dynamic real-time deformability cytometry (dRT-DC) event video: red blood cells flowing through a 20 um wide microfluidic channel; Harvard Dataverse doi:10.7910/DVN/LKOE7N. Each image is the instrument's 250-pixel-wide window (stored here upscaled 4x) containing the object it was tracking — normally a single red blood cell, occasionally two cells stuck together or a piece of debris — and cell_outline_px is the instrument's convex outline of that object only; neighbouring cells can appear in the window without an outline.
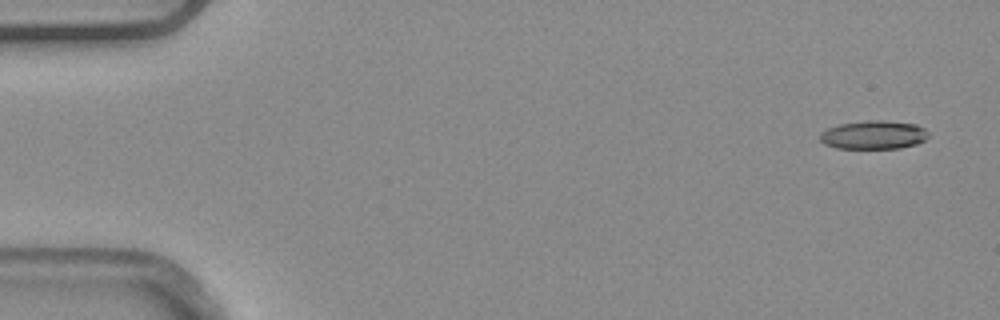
{"species": "common noctule bat (a hibernating species)", "species_latin": "Nyctalus noctula", "temperature_condition": "warm", "stored_images_in_passage": 9, "camera_frame_rate_fps": 3000, "um_per_image_px": 0.085, "animal": {"sex": "male", "body_mass_g": 20.4}, "frame": {"image": 1, "passage_image": 1, "time_ms": 0.0, "image_size_px": [1000, 320], "cell_outline_px": [[928, 136], [924, 140], [916, 144], [900, 148], [836, 148], [824, 144], [820, 140], [820, 132], [828, 128], [840, 124], [872, 120], [880, 120], [916, 124], [924, 128], [928, 132]], "centroid_in_image_um": [74.25, 11.47], "position_along_channel_um": 10.7, "area_um2": 17.92}}